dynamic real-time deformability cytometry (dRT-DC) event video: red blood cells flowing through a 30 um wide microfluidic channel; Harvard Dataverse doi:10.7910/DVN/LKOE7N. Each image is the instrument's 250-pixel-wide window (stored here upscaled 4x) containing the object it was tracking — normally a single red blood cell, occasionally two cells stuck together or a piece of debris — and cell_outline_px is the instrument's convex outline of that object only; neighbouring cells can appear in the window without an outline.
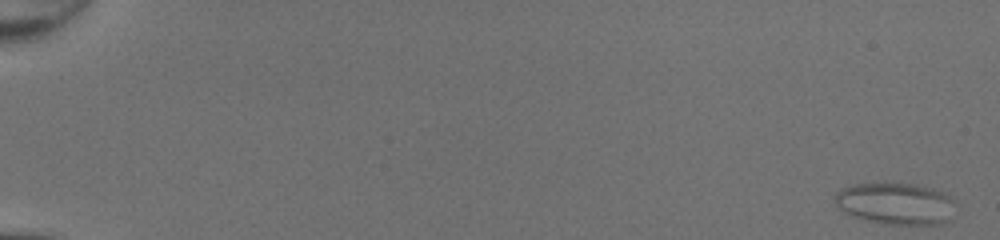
{"species": "common noctule bat (a hibernating species)", "species_latin": "Nyctalus noctula", "temperature_condition": "room temperature", "stored_images_in_passage": 50, "camera_frame_rate_fps": 3000, "um_per_image_px": 0.085, "animal": {"sex": "female", "body_mass_g": 20.0, "forearm_length_mm": 54.0}, "frame": {"image": 1, "passage_image": 1, "time_ms": 0.0, "image_size_px": [1000, 240], "cell_outline_px": [[956, 216], [952, 220], [940, 224], [884, 224], [852, 216], [844, 212], [836, 204], [832, 196], [840, 188], [852, 184], [892, 180], [916, 184], [932, 188], [944, 192], [956, 200]], "centroid_in_image_um": [76.17, 17.26], "position_along_channel_um": 8.8, "area_um2": 30.87}}
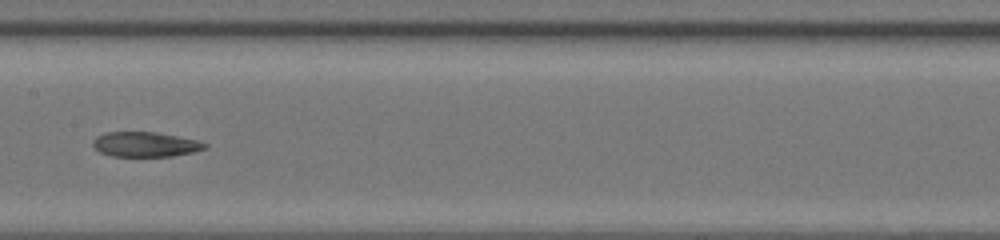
{"frame": {"image": 2, "passage_image": 28, "time_ms": 9.0, "image_size_px": [1000, 240], "cell_outline_px": [[208, 148], [192, 152], [172, 156], [112, 156], [100, 152], [92, 144], [92, 140], [96, 136], [108, 132], [156, 132], [200, 140], [208, 144]], "centroid_in_image_um": [12.38, 12.26], "position_along_channel_um": 195.0, "area_um2": 16.3}}
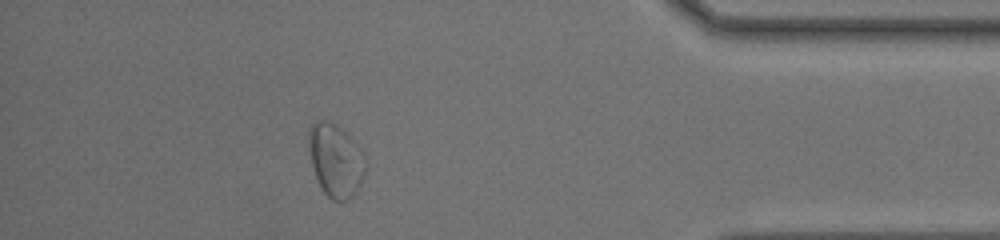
{"frame": {"image": 3, "passage_image": 45, "time_ms": 14.667, "image_size_px": [1000, 240], "cell_outline_px": [[364, 172], [360, 184], [352, 196], [344, 200], [332, 200], [324, 192], [316, 176], [312, 164], [308, 144], [308, 132], [312, 124], [320, 120], [328, 120], [344, 132], [352, 140], [364, 168]], "centroid_in_image_um": [28.45, 13.63], "position_along_channel_um": 406.8, "area_um2": 22.77}}